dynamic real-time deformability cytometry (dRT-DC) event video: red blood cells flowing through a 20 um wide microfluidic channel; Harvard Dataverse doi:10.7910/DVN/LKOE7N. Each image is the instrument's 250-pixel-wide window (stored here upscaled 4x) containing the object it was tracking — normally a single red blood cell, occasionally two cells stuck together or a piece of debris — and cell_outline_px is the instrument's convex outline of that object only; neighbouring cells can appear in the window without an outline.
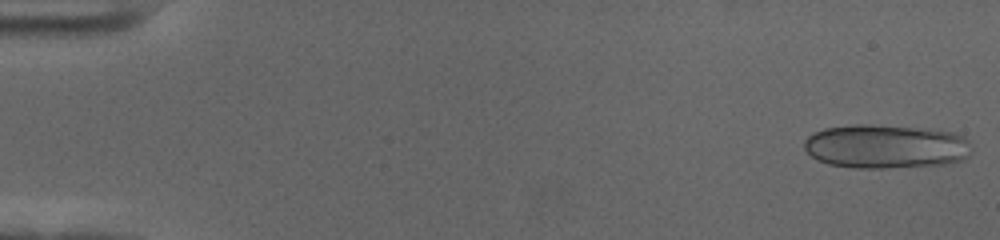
{"species": "human", "species_latin": "Homo sapiens", "temperature_condition": "cold", "stored_images_in_passage": 57, "camera_frame_rate_fps": 3000, "um_per_image_px": 0.085, "donor": {"sex": "female"}, "frame": {"image": 1, "passage_image": 1, "time_ms": 0.0, "image_size_px": [1000, 240], "cell_outline_px": [[972, 148], [968, 156], [964, 160], [944, 164], [884, 168], [856, 168], [828, 164], [816, 160], [804, 148], [804, 140], [808, 136], [824, 128], [856, 124], [864, 124], [952, 132], [964, 136], [968, 140]], "centroid_in_image_um": [75.28, 12.46], "position_along_channel_um": 9.7, "area_um2": 42.6}}
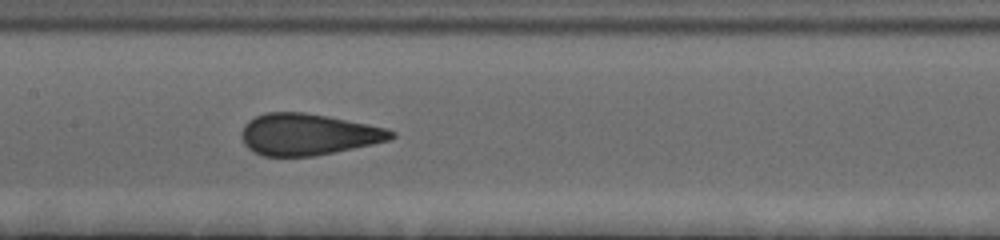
{"frame": {"image": 2, "passage_image": 28, "time_ms": 9.0, "image_size_px": [1000, 240], "cell_outline_px": [[396, 136], [388, 140], [372, 144], [312, 156], [264, 156], [248, 148], [244, 144], [244, 124], [248, 120], [256, 116], [268, 112], [304, 112], [328, 116], [384, 128], [396, 132]], "centroid_in_image_um": [26.18, 11.41], "position_along_channel_um": 181.2, "area_um2": 35.55}}
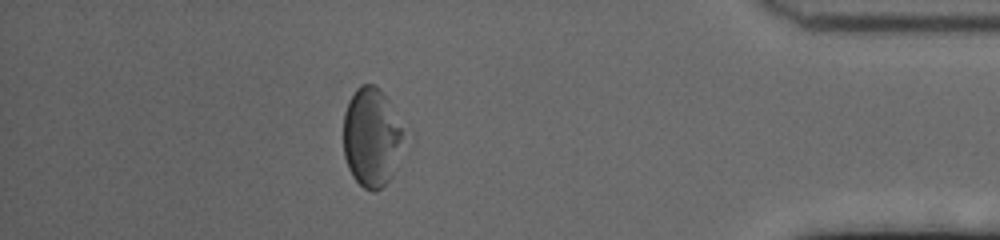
{"frame": {"image": 3, "passage_image": 50, "time_ms": 16.333, "image_size_px": [1000, 240], "cell_outline_px": [[400, 140], [392, 176], [380, 188], [372, 192], [364, 188], [352, 176], [348, 168], [344, 156], [344, 112], [348, 100], [356, 88], [360, 84], [372, 84], [380, 88], [388, 100], [400, 128]], "centroid_in_image_um": [31.49, 11.64], "position_along_channel_um": 403.7, "area_um2": 33.76}}